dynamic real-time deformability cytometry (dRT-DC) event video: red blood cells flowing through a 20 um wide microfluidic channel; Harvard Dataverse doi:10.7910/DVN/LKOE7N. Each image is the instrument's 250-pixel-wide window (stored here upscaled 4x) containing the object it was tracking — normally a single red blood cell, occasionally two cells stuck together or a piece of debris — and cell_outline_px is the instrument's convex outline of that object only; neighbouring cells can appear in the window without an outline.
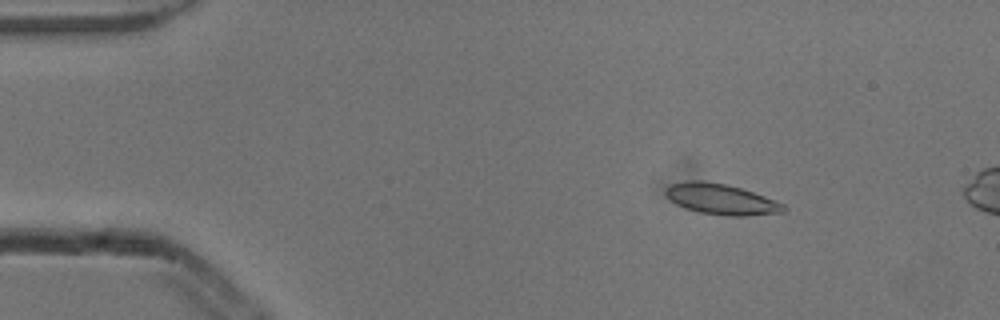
{"species": "common noctule bat (a hibernating species)", "species_latin": "Nyctalus noctula", "temperature_condition": "cold", "stored_images_in_passage": 4, "camera_frame_rate_fps": 3000, "um_per_image_px": 0.085, "animal": {"sex": "male", "body_mass_g": 13.3}, "frame": {"image": 1, "passage_image": 2, "time_ms": 0.333, "image_size_px": [1000, 320], "cell_outline_px": [[788, 208], [784, 212], [744, 216], [724, 216], [700, 212], [684, 208], [676, 204], [664, 192], [672, 184], [688, 180], [700, 180], [724, 184], [740, 188], [764, 196], [784, 204]], "centroid_in_image_um": [61.32, 16.94], "position_along_channel_um": 23.7, "area_um2": 20.87}}